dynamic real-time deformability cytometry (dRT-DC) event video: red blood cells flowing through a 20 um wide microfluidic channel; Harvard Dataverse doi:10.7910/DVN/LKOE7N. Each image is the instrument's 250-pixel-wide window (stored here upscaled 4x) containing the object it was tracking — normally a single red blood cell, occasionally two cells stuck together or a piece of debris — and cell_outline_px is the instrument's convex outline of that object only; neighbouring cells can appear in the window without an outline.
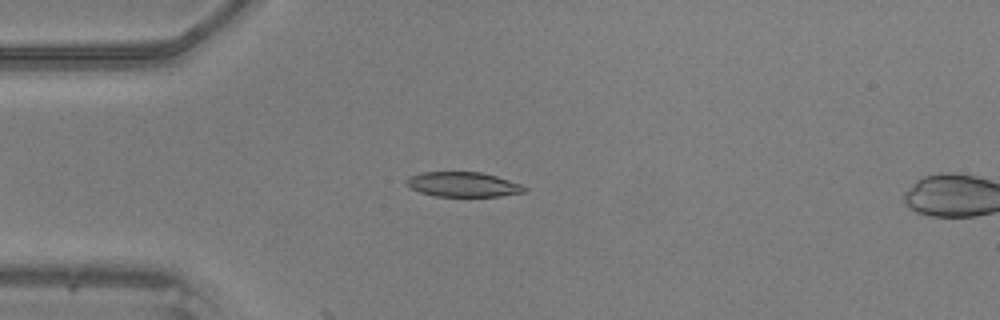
{"species": "common noctule bat (a hibernating species)", "species_latin": "Nyctalus noctula", "temperature_condition": "warm", "stored_images_in_passage": 12, "camera_frame_rate_fps": 3000, "um_per_image_px": 0.085, "animal": {"sex": "male", "body_mass_g": 20.5, "forearm_length_mm": 52.5}, "frame": {"image": 1, "passage_image": 10, "time_ms": 3.0, "image_size_px": [1000, 320], "cell_outline_px": [[528, 188], [524, 192], [500, 196], [436, 196], [420, 192], [412, 188], [404, 180], [408, 176], [420, 172], [480, 172], [496, 176], [520, 184]], "centroid_in_image_um": [39.34, 15.67], "position_along_channel_um": 45.7, "area_um2": 16.94}}